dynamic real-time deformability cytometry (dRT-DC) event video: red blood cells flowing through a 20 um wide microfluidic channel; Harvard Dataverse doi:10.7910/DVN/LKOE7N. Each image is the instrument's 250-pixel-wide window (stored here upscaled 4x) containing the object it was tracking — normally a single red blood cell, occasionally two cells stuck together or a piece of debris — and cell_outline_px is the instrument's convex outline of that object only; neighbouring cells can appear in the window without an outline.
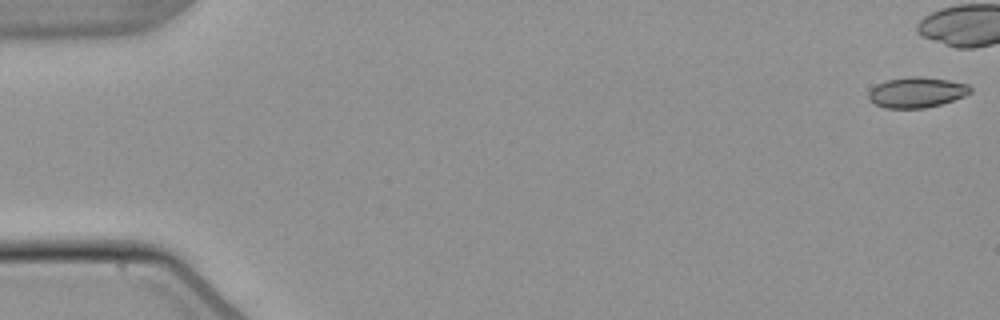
{"species": "common noctule bat (a hibernating species)", "species_latin": "Nyctalus noctula", "temperature_condition": "warm", "stored_images_in_passage": 42, "camera_frame_rate_fps": 3000, "um_per_image_px": 0.085, "animal": {"sex": "male", "body_mass_g": 21.5, "forearm_length_mm": 52.0}, "frame": {"image": 1, "passage_image": 1, "time_ms": 0.0, "image_size_px": [1000, 320], "cell_outline_px": [[972, 92], [964, 96], [940, 104], [924, 108], [884, 108], [868, 100], [868, 92], [876, 84], [888, 80], [912, 76], [920, 76], [948, 80], [968, 84], [972, 88]], "centroid_in_image_um": [77.91, 7.85], "position_along_channel_um": 7.1, "area_um2": 18.03}}
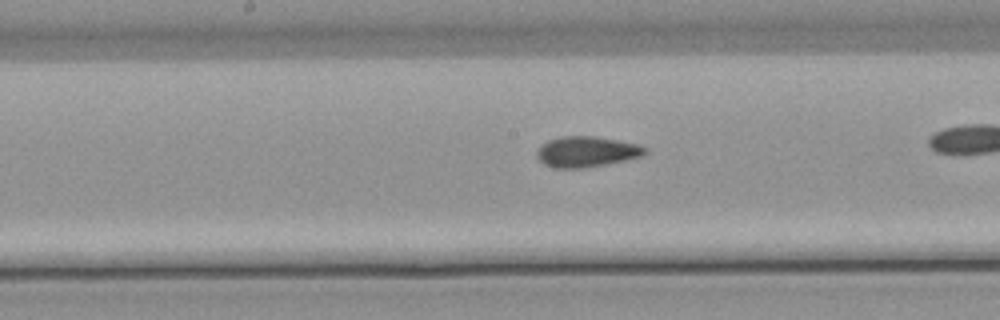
{"frame": {"image": 2, "passage_image": 28, "time_ms": 9.0, "image_size_px": [1000, 320], "cell_outline_px": [[648, 152], [640, 156], [624, 160], [584, 168], [556, 168], [544, 164], [536, 156], [536, 152], [548, 140], [560, 136], [592, 136], [616, 140], [636, 144], [648, 148]], "centroid_in_image_um": [49.84, 12.89], "position_along_channel_um": 198.4, "area_um2": 19.02}}
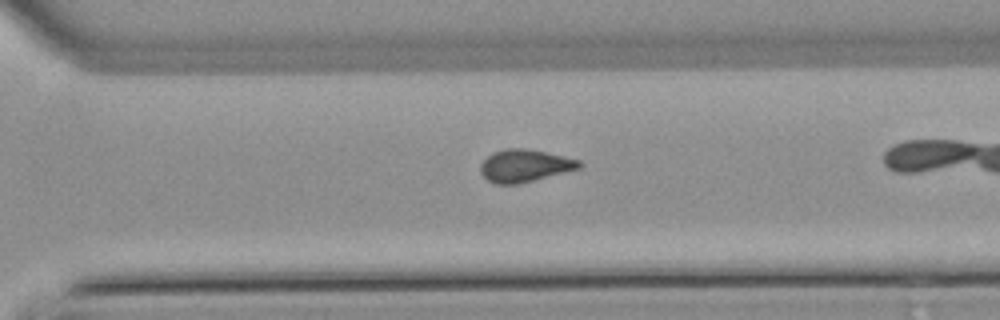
{"frame": {"image": 3, "passage_image": 38, "time_ms": 12.333, "image_size_px": [1000, 320], "cell_outline_px": [[584, 164], [580, 168], [520, 184], [496, 184], [488, 180], [480, 172], [480, 164], [492, 152], [504, 148], [528, 148], [580, 160]], "centroid_in_image_um": [44.6, 14.08], "position_along_channel_um": 326.0, "area_um2": 18.79}}